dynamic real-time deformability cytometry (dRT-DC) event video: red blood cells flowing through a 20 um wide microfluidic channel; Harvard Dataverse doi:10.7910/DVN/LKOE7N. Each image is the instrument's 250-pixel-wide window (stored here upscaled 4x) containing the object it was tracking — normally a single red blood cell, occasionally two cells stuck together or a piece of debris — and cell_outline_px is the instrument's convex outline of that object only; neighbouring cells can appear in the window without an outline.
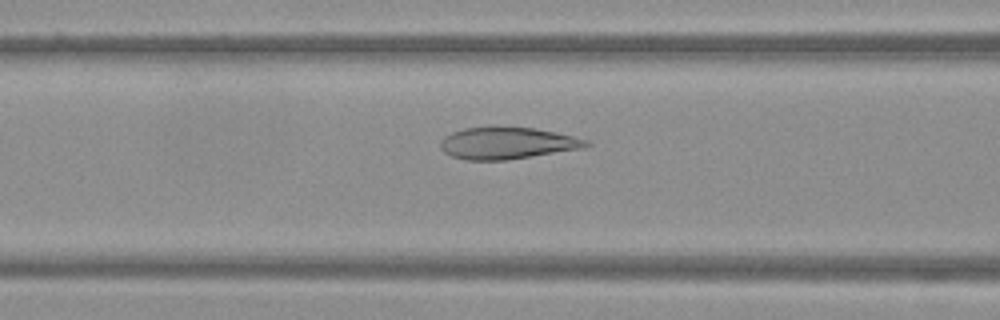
{"species": "Egyptian fruit bat (a non-hibernating species)", "species_latin": "Rousettus aegyptiacus", "temperature_condition": "warm", "stored_images_in_passage": 51, "camera_frame_rate_fps": 3000, "um_per_image_px": 0.085, "frame": {"image": 1, "passage_image": 21, "time_ms": 6.667, "image_size_px": [1000, 320], "cell_outline_px": [[592, 144], [588, 148], [508, 160], [464, 160], [452, 156], [444, 152], [440, 148], [440, 140], [444, 136], [452, 132], [464, 128], [492, 124], [496, 124], [536, 128], [572, 136], [588, 140]], "centroid_in_image_um": [43.12, 12.14], "position_along_channel_um": 123.5, "area_um2": 28.15}}
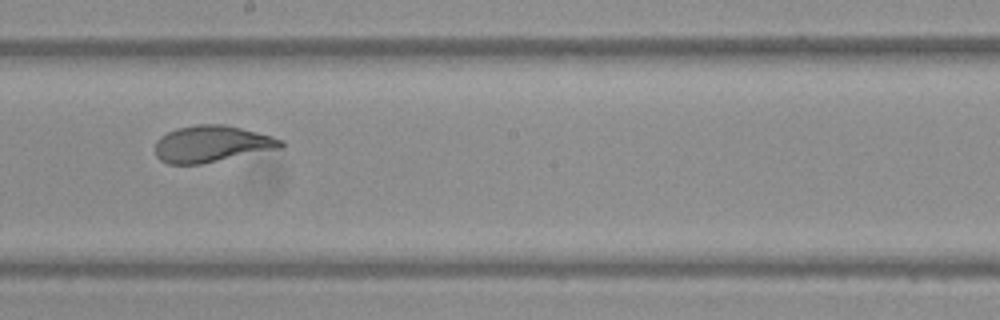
{"frame": {"image": 2, "passage_image": 29, "time_ms": 9.333, "image_size_px": [1000, 320], "cell_outline_px": [[284, 144], [280, 148], [200, 164], [168, 164], [160, 160], [156, 156], [156, 140], [160, 136], [176, 128], [196, 124], [224, 124], [272, 136], [284, 140]], "centroid_in_image_um": [17.97, 12.23], "position_along_channel_um": 230.2, "area_um2": 26.65}}
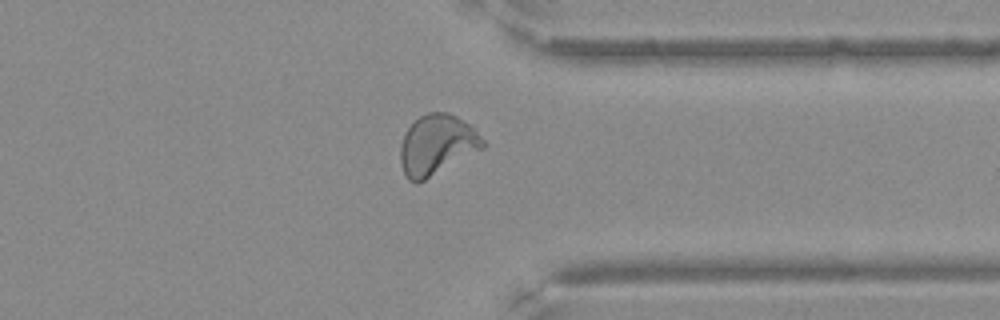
{"frame": {"image": 3, "passage_image": 40, "time_ms": 13.0, "image_size_px": [1000, 320], "cell_outline_px": [[488, 144], [484, 148], [424, 180], [416, 184], [408, 180], [400, 164], [400, 144], [404, 132], [420, 116], [428, 112], [448, 112], [472, 124]], "centroid_in_image_um": [37.15, 12.3], "position_along_channel_um": 374.2, "area_um2": 29.25}}